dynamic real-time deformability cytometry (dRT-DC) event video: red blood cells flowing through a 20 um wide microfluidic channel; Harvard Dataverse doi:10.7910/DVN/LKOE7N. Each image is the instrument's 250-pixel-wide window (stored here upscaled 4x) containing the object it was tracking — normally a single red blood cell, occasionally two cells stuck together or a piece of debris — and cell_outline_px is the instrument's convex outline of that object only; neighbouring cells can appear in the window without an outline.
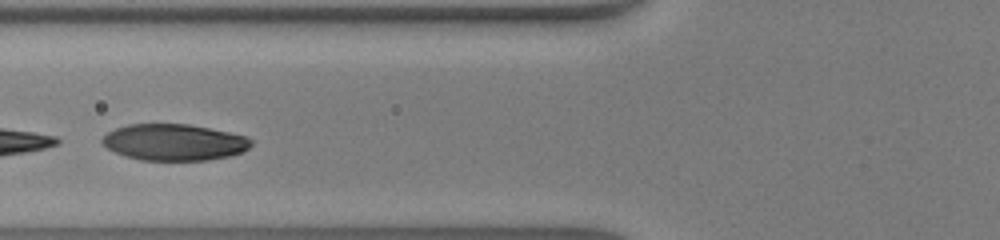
{"species": "human", "species_latin": "Homo sapiens", "temperature_condition": "warm", "stored_images_in_passage": 32, "camera_frame_rate_fps": 3000, "um_per_image_px": 0.085, "donor": {"sex": "male"}, "frame": {"image": 1, "passage_image": 9, "time_ms": 2.667, "image_size_px": [1000, 240], "cell_outline_px": [[252, 144], [248, 148], [240, 152], [228, 156], [208, 160], [140, 160], [116, 152], [108, 148], [100, 140], [108, 132], [116, 128], [128, 124], [188, 124], [248, 136], [252, 140]], "centroid_in_image_um": [14.81, 12.08], "position_along_channel_um": 111.0, "area_um2": 31.33}}
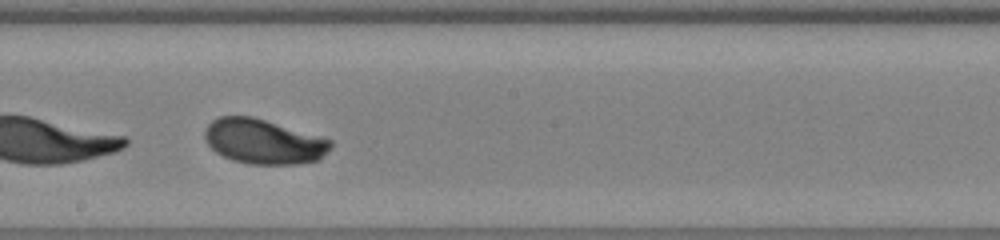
{"frame": {"image": 2, "passage_image": 17, "time_ms": 5.333, "image_size_px": [1000, 240], "cell_outline_px": [[332, 148], [320, 160], [296, 164], [248, 164], [232, 160], [216, 152], [204, 140], [204, 128], [212, 120], [220, 116], [252, 116], [332, 140]], "centroid_in_image_um": [22.39, 12.04], "position_along_channel_um": 225.8, "area_um2": 32.95}}
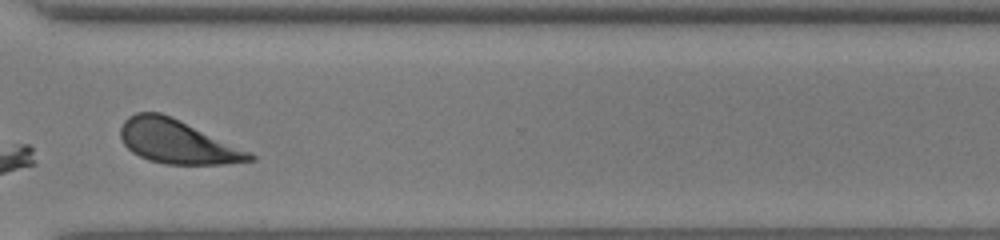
{"frame": {"image": 3, "passage_image": 26, "time_ms": 8.333, "image_size_px": [1000, 240], "cell_outline_px": [[256, 160], [224, 164], [164, 164], [140, 156], [132, 152], [120, 140], [120, 128], [124, 120], [128, 116], [136, 112], [160, 112], [180, 120], [252, 152], [256, 156]], "centroid_in_image_um": [15.07, 12.04], "position_along_channel_um": 355.5, "area_um2": 32.89}, "authors_computed_cell_mechanics": {"area_um2": 33.0038, "velocity_mm_per_s": 4.3048, "shape_relaxation_time_tau1_ms": 0.529, "shape_relaxation_time_tau2_ms": null, "deformation_change_tau1": 0.3082, "deformation_change_tau2": null}}